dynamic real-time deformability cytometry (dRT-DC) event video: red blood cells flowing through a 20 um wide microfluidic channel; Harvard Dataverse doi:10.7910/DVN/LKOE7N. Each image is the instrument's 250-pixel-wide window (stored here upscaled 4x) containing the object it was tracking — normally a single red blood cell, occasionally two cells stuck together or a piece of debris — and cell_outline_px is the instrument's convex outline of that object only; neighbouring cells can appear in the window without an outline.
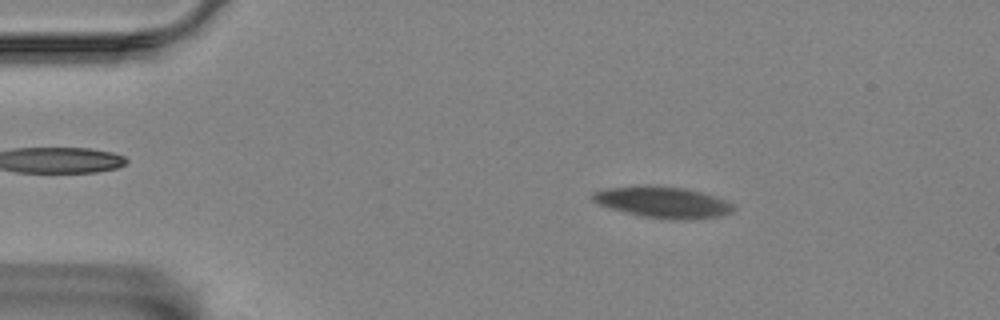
{"species": "Egyptian fruit bat (a non-hibernating species)", "species_latin": "Rousettus aegyptiacus", "temperature_condition": "room temperature", "stored_images_in_passage": 60, "camera_frame_rate_fps": 3000, "um_per_image_px": 0.085, "animal": {"sex": "female"}, "frame": {"image": 1, "passage_image": 8, "time_ms": 2.333, "image_size_px": [1000, 320], "cell_outline_px": [[736, 208], [732, 212], [724, 216], [684, 220], [668, 220], [644, 216], [596, 204], [592, 200], [592, 192], [608, 188], [644, 184], [684, 188], [700, 192], [724, 200], [732, 204]], "centroid_in_image_um": [56.34, 17.19], "position_along_channel_um": 28.7, "area_um2": 25.66}}
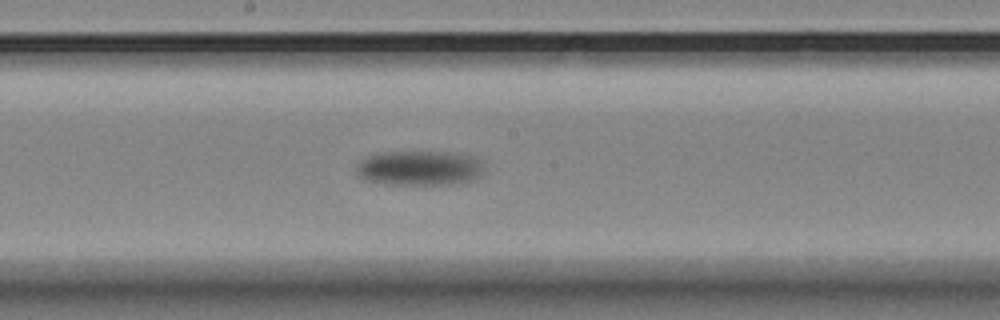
{"frame": {"image": 2, "passage_image": 31, "time_ms": 10.0, "image_size_px": [1000, 320], "cell_outline_px": [[484, 172], [480, 176], [472, 180], [460, 184], [384, 184], [364, 180], [356, 176], [356, 164], [364, 156], [376, 152], [452, 152], [472, 156], [484, 160]], "centroid_in_image_um": [35.65, 14.28], "position_along_channel_um": 212.6, "area_um2": 26.7}}
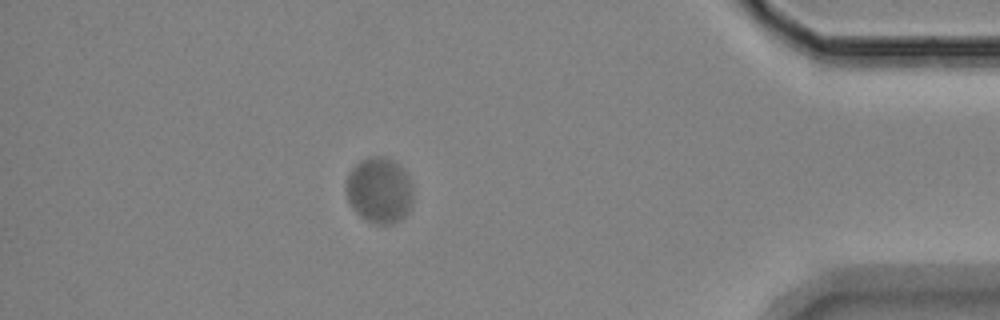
{"frame": {"image": 3, "passage_image": 53, "time_ms": 17.333, "image_size_px": [1000, 320], "cell_outline_px": [[412, 204], [408, 212], [400, 220], [392, 224], [376, 224], [360, 216], [352, 208], [344, 192], [344, 180], [348, 172], [360, 160], [372, 156], [388, 156], [404, 168], [412, 184]], "centroid_in_image_um": [32.22, 16.15], "position_along_channel_um": 403.0, "area_um2": 26.36}, "authors_computed_cell_mechanics": {"area_um2": 25.9522, "velocity_mm_per_s": 3.167, "shape_relaxation_time_tau1_ms": 8.7687, "shape_relaxation_time_tau2_ms": null, "deformation_change_tau1": 0.2066, "deformation_change_tau2": null}}